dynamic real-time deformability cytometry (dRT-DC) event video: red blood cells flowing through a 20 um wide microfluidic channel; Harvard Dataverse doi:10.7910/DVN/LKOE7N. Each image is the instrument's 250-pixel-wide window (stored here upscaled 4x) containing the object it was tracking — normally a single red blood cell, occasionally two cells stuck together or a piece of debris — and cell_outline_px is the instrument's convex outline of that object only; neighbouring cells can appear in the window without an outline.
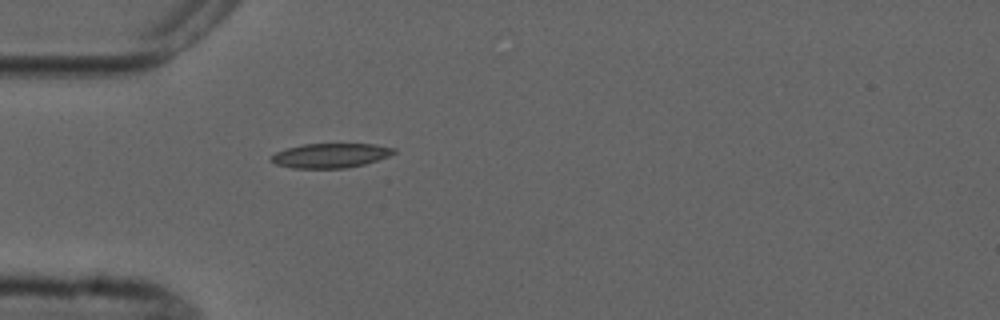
{"species": "common noctule bat (a hibernating species)", "species_latin": "Nyctalus noctula", "temperature_condition": "cold", "stored_images_in_passage": 1, "camera_frame_rate_fps": 3000, "um_per_image_px": 0.085, "animal": {"sex": "male", "forearm_length_mm": 52.5}, "frame": {"image": 1, "passage_image": 1, "time_ms": 0.0, "image_size_px": [1000, 320], "cell_outline_px": [[396, 152], [388, 156], [364, 164], [348, 168], [292, 168], [276, 164], [268, 160], [276, 152], [284, 148], [304, 144], [376, 144], [396, 148]], "centroid_in_image_um": [28.07, 13.21], "position_along_channel_um": 56.9, "area_um2": 17.57}}